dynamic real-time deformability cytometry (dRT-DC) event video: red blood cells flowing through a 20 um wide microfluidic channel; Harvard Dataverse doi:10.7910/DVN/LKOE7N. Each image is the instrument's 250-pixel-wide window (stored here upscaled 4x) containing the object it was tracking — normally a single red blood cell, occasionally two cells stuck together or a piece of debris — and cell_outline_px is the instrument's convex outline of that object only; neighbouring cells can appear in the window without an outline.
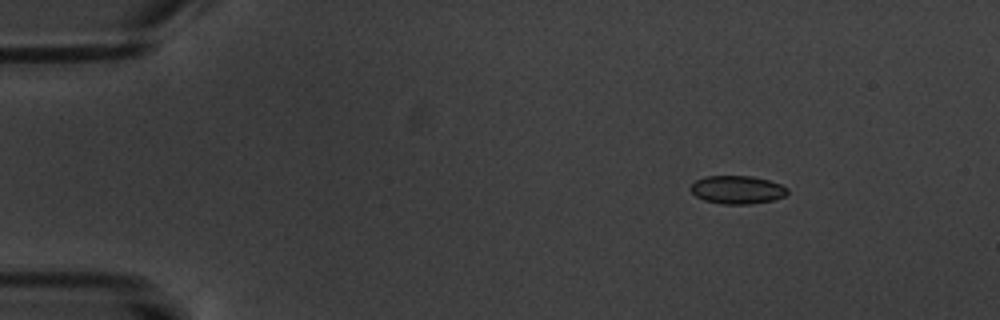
{"species": "common noctule bat (a hibernating species)", "species_latin": "Nyctalus noctula", "temperature_condition": "warm", "stored_images_in_passage": 8, "camera_frame_rate_fps": 3000, "um_per_image_px": 0.085, "animal": {"sex": "male", "body_mass_g": 20.1, "forearm_length_mm": 53.5}, "frame": {"image": 1, "passage_image": 3, "time_ms": 2.333, "image_size_px": [1000, 320], "cell_outline_px": [[788, 192], [784, 196], [772, 200], [752, 204], [724, 204], [704, 200], [696, 196], [688, 188], [696, 180], [704, 176], [752, 176], [768, 180], [780, 184], [788, 188]], "centroid_in_image_um": [62.65, 16.12], "position_along_channel_um": 22.3, "area_um2": 15.9}}
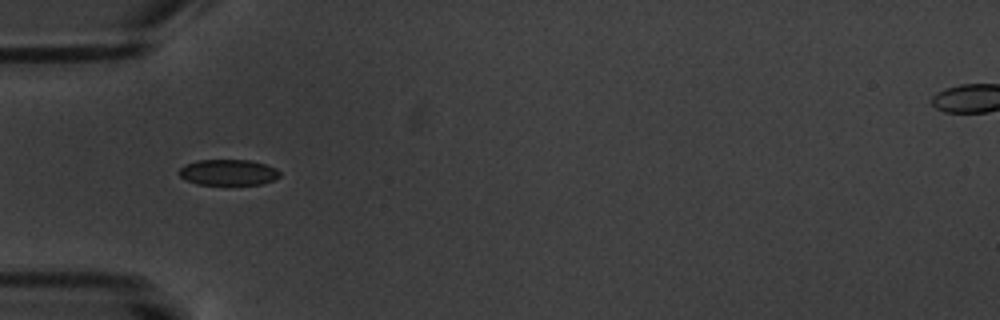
{"frame": {"image": 2, "passage_image": 6, "time_ms": 6.0, "image_size_px": [1000, 320], "cell_outline_px": [[280, 176], [272, 180], [260, 184], [196, 184], [180, 176], [180, 168], [184, 164], [196, 160], [248, 160], [264, 164], [276, 168], [280, 172]], "centroid_in_image_um": [19.39, 14.64], "position_along_channel_um": 65.6, "area_um2": 14.97}}